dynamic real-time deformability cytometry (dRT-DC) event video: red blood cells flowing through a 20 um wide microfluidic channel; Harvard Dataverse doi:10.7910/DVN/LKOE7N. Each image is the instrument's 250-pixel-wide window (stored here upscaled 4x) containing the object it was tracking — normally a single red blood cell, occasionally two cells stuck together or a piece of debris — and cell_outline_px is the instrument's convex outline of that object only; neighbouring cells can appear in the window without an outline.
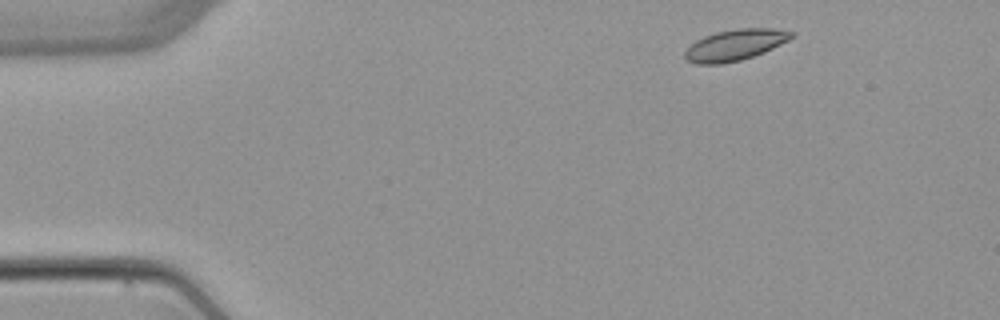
{"species": "common noctule bat (a hibernating species)", "species_latin": "Nyctalus noctula", "temperature_condition": "warm", "stored_images_in_passage": 3, "camera_frame_rate_fps": 3000, "um_per_image_px": 0.085, "animal": {"sex": "female", "body_mass_g": 22.7, "forearm_length_mm": 54.2}, "frame": {"image": 1, "passage_image": 1, "time_ms": 0.0, "image_size_px": [1000, 320], "cell_outline_px": [[796, 36], [764, 52], [740, 60], [720, 64], [696, 64], [688, 60], [684, 56], [684, 52], [696, 40], [704, 36], [716, 32], [736, 28], [772, 28], [796, 32]], "centroid_in_image_um": [62.5, 3.81], "position_along_channel_um": 22.5, "area_um2": 19.25}}